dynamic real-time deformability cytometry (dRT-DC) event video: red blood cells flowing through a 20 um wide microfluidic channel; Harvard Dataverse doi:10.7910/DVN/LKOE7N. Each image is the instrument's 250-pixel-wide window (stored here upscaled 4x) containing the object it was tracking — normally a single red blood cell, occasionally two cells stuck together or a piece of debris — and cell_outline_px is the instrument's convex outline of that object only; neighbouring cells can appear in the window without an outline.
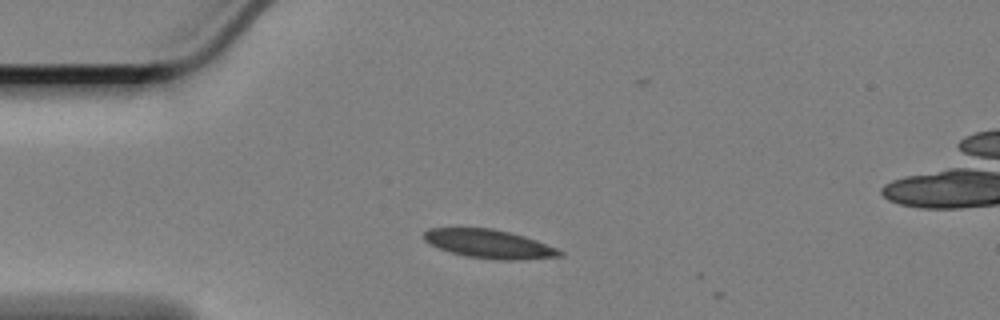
{"species": "Egyptian fruit bat (a non-hibernating species)", "species_latin": "Rousettus aegyptiacus", "temperature_condition": "cold", "stored_images_in_passage": 3, "camera_frame_rate_fps": 3000, "um_per_image_px": 0.085, "animal": {"sex": "female"}, "frame": {"image": 1, "passage_image": 1, "time_ms": 0.0, "image_size_px": [1000, 320], "cell_outline_px": [[564, 256], [524, 260], [496, 260], [468, 256], [448, 252], [428, 244], [424, 240], [424, 232], [428, 228], [492, 228], [524, 236], [536, 240], [556, 248], [564, 252]], "centroid_in_image_um": [41.58, 20.74], "position_along_channel_um": 43.4, "area_um2": 22.83}}